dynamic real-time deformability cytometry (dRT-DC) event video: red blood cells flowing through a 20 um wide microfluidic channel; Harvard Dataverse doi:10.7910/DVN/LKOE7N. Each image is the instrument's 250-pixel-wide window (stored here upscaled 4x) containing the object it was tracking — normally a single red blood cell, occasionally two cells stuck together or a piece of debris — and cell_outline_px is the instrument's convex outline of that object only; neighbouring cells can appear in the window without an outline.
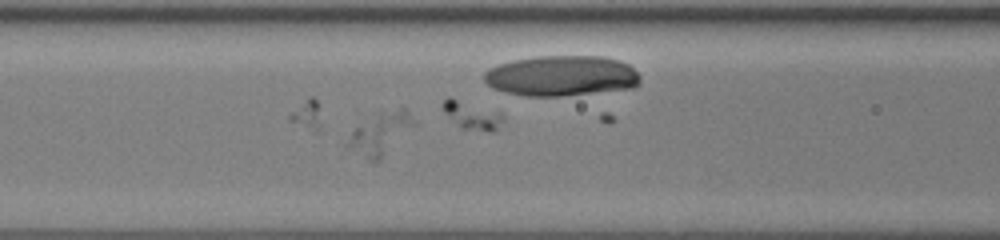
{"species": "human", "species_latin": "Homo sapiens", "temperature_condition": "room temperature", "stored_images_in_passage": 38, "camera_frame_rate_fps": 3000, "um_per_image_px": 0.085, "donor": {"sex": "female"}, "frame": {"image": 1, "passage_image": 10, "time_ms": 3.0, "image_size_px": [1000, 240], "cell_outline_px": [[416, 124], [380, 160], [368, 160], [348, 148], [348, 144], [352, 132], [356, 128], [380, 112], [400, 108], [404, 108], [416, 120]], "centroid_in_image_um": [32.38, 11.35], "position_along_channel_um": 134.2, "area_um2": 15.61}}